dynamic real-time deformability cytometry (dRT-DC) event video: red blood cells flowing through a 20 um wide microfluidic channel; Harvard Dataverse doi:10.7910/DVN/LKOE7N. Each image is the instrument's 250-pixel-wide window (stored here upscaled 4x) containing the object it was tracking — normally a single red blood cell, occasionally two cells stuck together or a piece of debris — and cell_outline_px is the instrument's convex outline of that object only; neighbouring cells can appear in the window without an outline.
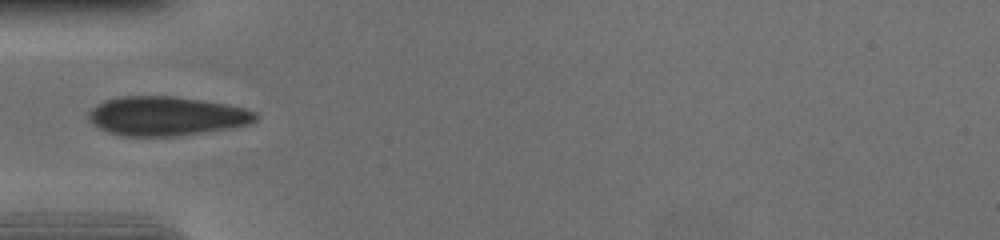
{"species": "human", "species_latin": "Homo sapiens", "temperature_condition": "cold", "stored_images_in_passage": 19, "camera_frame_rate_fps": 3000, "um_per_image_px": 0.085, "donor": {"sex": "female"}, "frame": {"image": 1, "passage_image": 1, "time_ms": 0.0, "image_size_px": [1000, 240], "cell_outline_px": [[260, 120], [248, 124], [180, 136], [124, 136], [108, 132], [92, 124], [88, 120], [88, 112], [96, 104], [104, 100], [120, 96], [168, 96], [200, 100], [224, 104], [244, 108], [256, 112], [260, 116]], "centroid_in_image_um": [14.11, 9.86], "position_along_channel_um": 70.9, "area_um2": 38.03}}
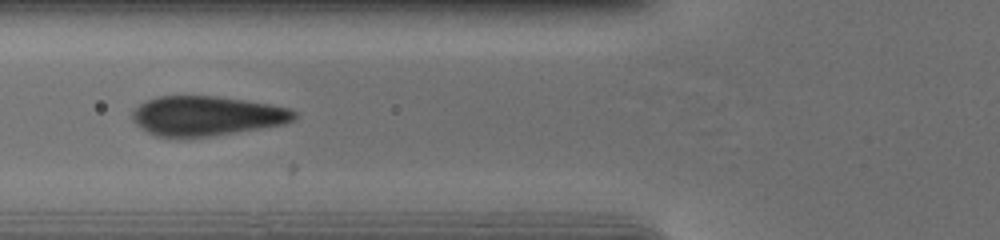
{"frame": {"image": 2, "passage_image": 4, "time_ms": 1.0, "image_size_px": [1000, 240], "cell_outline_px": [[296, 116], [292, 120], [284, 124], [260, 128], [208, 136], [180, 140], [156, 136], [148, 132], [136, 124], [132, 120], [132, 108], [144, 100], [160, 96], [216, 96], [272, 104], [292, 108], [296, 112]], "centroid_in_image_um": [17.5, 9.86], "position_along_channel_um": 108.3, "area_um2": 37.97}}